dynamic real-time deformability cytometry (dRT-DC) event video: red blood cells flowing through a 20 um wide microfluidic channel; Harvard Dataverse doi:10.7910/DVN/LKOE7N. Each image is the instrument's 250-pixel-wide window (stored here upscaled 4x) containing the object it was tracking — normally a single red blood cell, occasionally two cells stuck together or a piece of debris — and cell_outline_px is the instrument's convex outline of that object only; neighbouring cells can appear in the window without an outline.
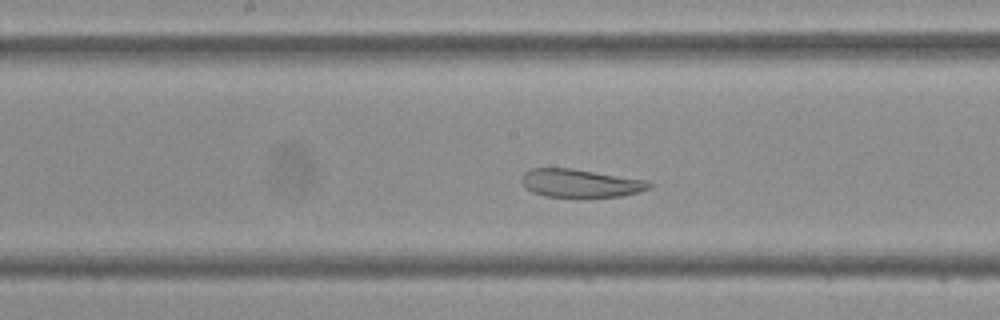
{"species": "Egyptian fruit bat (a non-hibernating species)", "species_latin": "Rousettus aegyptiacus", "temperature_condition": "cold", "stored_images_in_passage": 41, "camera_frame_rate_fps": 3000, "um_per_image_px": 0.085, "frame": {"image": 1, "passage_image": 19, "time_ms": 6.0, "image_size_px": [1000, 320], "cell_outline_px": [[652, 188], [624, 196], [584, 200], [576, 200], [544, 196], [532, 192], [524, 188], [520, 180], [524, 172], [532, 168], [572, 168], [644, 180], [652, 184]], "centroid_in_image_um": [49.29, 15.63], "position_along_channel_um": 198.9, "area_um2": 22.02}}
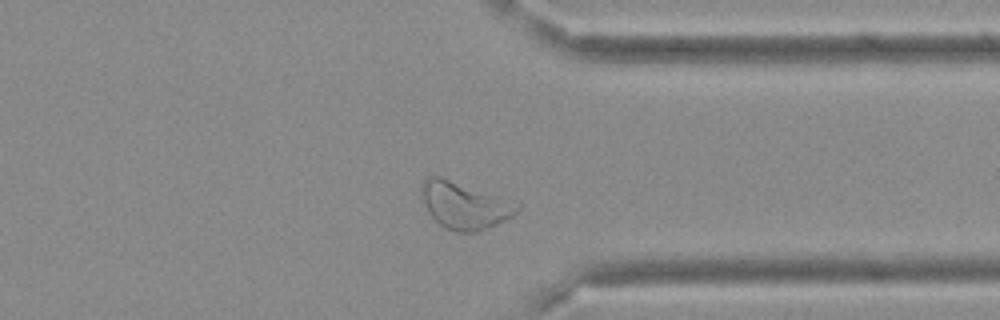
{"frame": {"image": 2, "passage_image": 31, "time_ms": 10.0, "image_size_px": [1000, 320], "cell_outline_px": [[520, 208], [512, 216], [488, 228], [476, 232], [456, 232], [444, 228], [428, 212], [420, 200], [420, 188], [424, 180], [428, 176], [440, 176], [520, 204]], "centroid_in_image_um": [39.41, 17.46], "position_along_channel_um": 372.0, "area_um2": 25.95}}
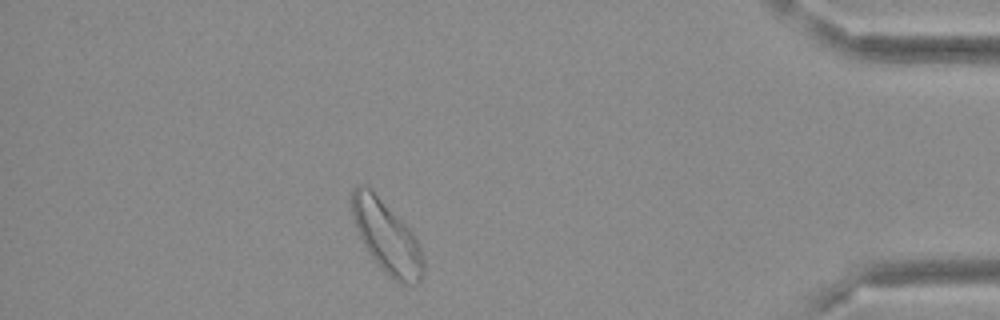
{"frame": {"image": 3, "passage_image": 36, "time_ms": 11.667, "image_size_px": [1000, 320], "cell_outline_px": [[424, 276], [420, 284], [400, 284], [380, 268], [364, 244], [356, 228], [352, 216], [352, 188], [356, 184], [368, 184], [412, 232], [420, 248], [424, 260]], "centroid_in_image_um": [32.88, 20.14], "position_along_channel_um": 402.3, "area_um2": 30.0}}